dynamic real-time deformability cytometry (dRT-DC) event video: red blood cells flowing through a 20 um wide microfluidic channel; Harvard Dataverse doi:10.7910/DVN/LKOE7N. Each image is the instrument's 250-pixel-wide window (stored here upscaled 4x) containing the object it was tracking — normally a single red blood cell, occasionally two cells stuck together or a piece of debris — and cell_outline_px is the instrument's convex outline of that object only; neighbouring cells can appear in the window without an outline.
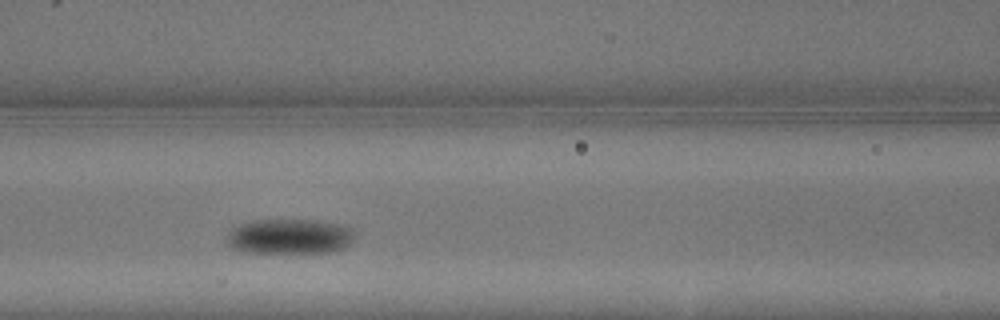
{"species": "common noctule bat (a hibernating species)", "species_latin": "Nyctalus noctula", "temperature_condition": "warm", "stored_images_in_passage": 13, "camera_frame_rate_fps": 3000, "um_per_image_px": 0.085, "animal": {"sex": "male", "body_mass_g": 13.3}, "frame": {"image": 1, "passage_image": 7, "time_ms": 2.0, "image_size_px": [1000, 320], "cell_outline_px": [[356, 236], [344, 248], [328, 252], [244, 252], [232, 248], [228, 244], [228, 232], [232, 228], [240, 224], [252, 220], [316, 220], [340, 224], [352, 228], [356, 232]], "centroid_in_image_um": [24.64, 20.09], "position_along_channel_um": 142.0, "area_um2": 26.18}}
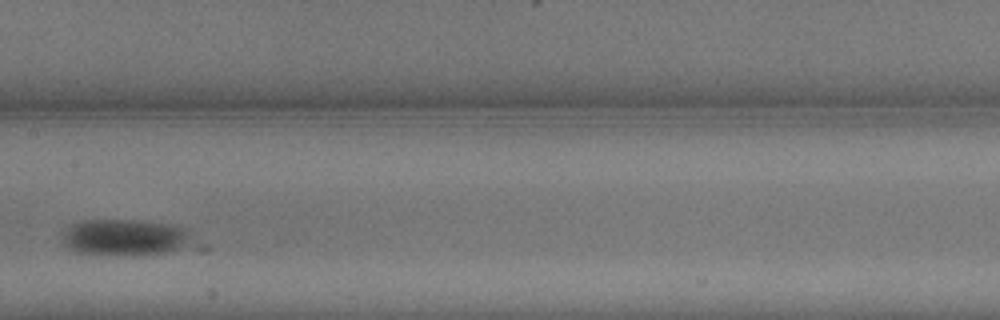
{"frame": {"image": 2, "passage_image": 9, "time_ms": 2.667, "image_size_px": [1000, 320], "cell_outline_px": [[212, 248], [204, 252], [132, 256], [76, 252], [68, 248], [64, 244], [64, 232], [72, 224], [84, 220], [132, 220], [172, 224], [192, 232]], "centroid_in_image_um": [11.17, 20.26], "position_along_channel_um": 196.2, "area_um2": 30.4}}
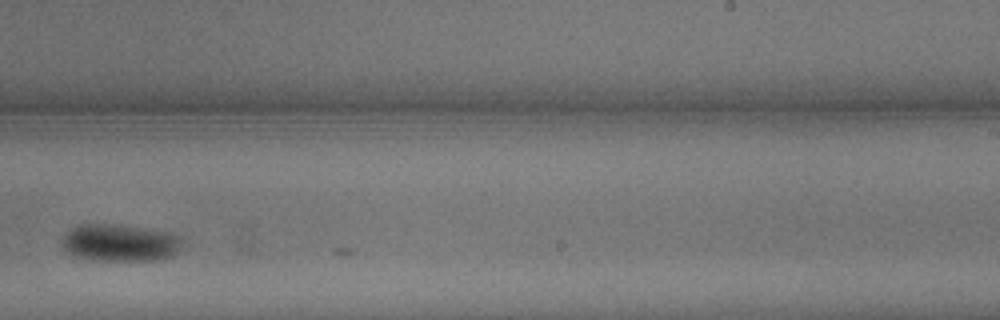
{"frame": {"image": 3, "passage_image": 12, "time_ms": 3.667, "image_size_px": [1000, 320], "cell_outline_px": [[184, 240], [180, 248], [172, 256], [160, 260], [96, 260], [76, 256], [68, 252], [64, 248], [64, 236], [72, 228], [80, 224], [116, 224], [144, 228], [168, 232], [184, 236]], "centroid_in_image_um": [10.28, 20.63], "position_along_channel_um": 278.7, "area_um2": 26.01}}